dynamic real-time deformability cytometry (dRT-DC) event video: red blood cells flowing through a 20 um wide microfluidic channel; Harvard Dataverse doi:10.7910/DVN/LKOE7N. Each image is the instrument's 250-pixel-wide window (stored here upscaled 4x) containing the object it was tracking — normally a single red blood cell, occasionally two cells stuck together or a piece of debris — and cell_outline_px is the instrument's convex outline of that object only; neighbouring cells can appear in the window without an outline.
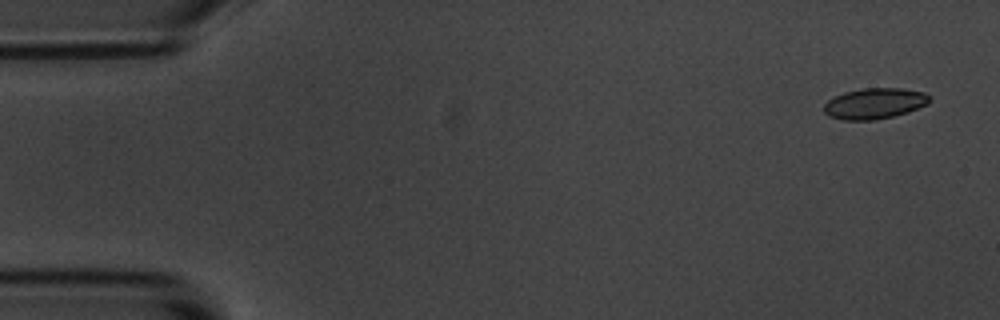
{"species": "common noctule bat (a hibernating species)", "species_latin": "Nyctalus noctula", "temperature_condition": "room temperature", "stored_images_in_passage": 5, "camera_frame_rate_fps": 3000, "um_per_image_px": 0.085, "animal": {"sex": "male", "body_mass_g": 20.1, "forearm_length_mm": 53.5}, "frame": {"image": 1, "passage_image": 1, "time_ms": 0.0, "image_size_px": [1000, 320], "cell_outline_px": [[932, 100], [928, 104], [908, 112], [876, 120], [844, 120], [828, 116], [824, 112], [824, 104], [832, 96], [844, 92], [864, 88], [904, 88], [924, 92]], "centroid_in_image_um": [74.33, 8.79], "position_along_channel_um": 10.7, "area_um2": 19.13}}
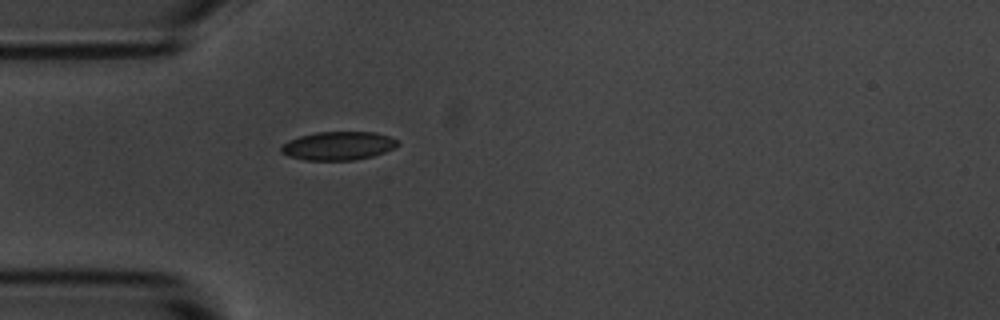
{"frame": {"image": 2, "passage_image": 5, "time_ms": 4.333, "image_size_px": [1000, 320], "cell_outline_px": [[400, 144], [396, 148], [372, 156], [352, 160], [304, 160], [288, 156], [280, 152], [280, 148], [288, 140], [300, 136], [316, 132], [376, 132], [400, 140]], "centroid_in_image_um": [28.77, 12.39], "position_along_channel_um": 56.2, "area_um2": 19.48}}